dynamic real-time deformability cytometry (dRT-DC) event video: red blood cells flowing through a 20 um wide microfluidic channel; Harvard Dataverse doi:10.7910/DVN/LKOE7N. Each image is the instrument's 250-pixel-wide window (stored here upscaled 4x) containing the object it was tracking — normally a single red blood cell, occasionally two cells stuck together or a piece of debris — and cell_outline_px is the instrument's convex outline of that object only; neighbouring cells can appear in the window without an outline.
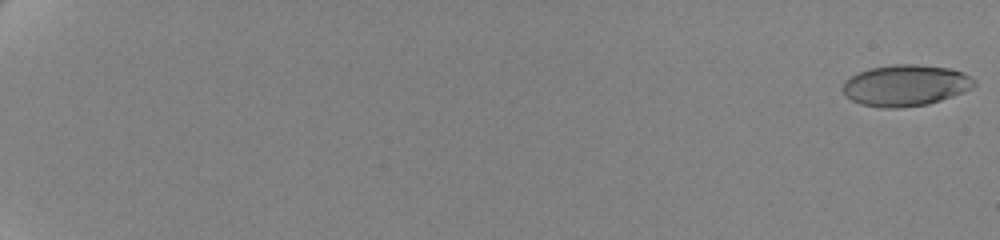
{"species": "human", "species_latin": "Homo sapiens", "temperature_condition": "cold", "stored_images_in_passage": 62, "camera_frame_rate_fps": 3000, "um_per_image_px": 0.085, "donor": {"sex": "female"}, "frame": {"image": 1, "passage_image": 1, "time_ms": 0.0, "image_size_px": [1000, 240], "cell_outline_px": [[976, 84], [972, 88], [964, 92], [928, 104], [896, 108], [880, 108], [860, 104], [844, 96], [840, 88], [844, 80], [868, 68], [896, 64], [916, 64], [948, 68], [964, 72]], "centroid_in_image_um": [76.91, 7.26], "position_along_channel_um": 8.1, "area_um2": 31.73}}
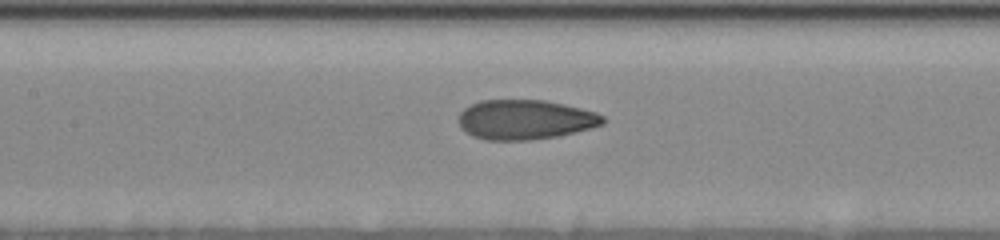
{"frame": {"image": 2, "passage_image": 34, "time_ms": 11.0, "image_size_px": [1000, 240], "cell_outline_px": [[604, 124], [556, 136], [528, 140], [484, 140], [472, 136], [460, 128], [460, 112], [464, 108], [480, 100], [544, 100], [564, 104], [596, 112], [604, 116]], "centroid_in_image_um": [44.61, 10.16], "position_along_channel_um": 162.8, "area_um2": 33.18}}
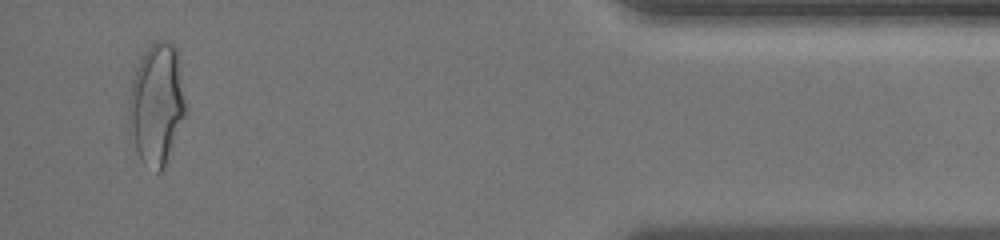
{"frame": {"image": 3, "passage_image": 60, "time_ms": 19.667, "image_size_px": [1000, 240], "cell_outline_px": [[188, 112], [164, 164], [160, 172], [156, 172], [144, 164], [140, 160], [136, 148], [128, 116], [128, 100], [132, 80], [136, 68], [144, 52], [156, 40], [164, 40], [172, 44], [176, 48]], "centroid_in_image_um": [13.33, 8.83], "position_along_channel_um": 421.9, "area_um2": 39.88}, "authors_computed_cell_mechanics": {"area_um2": 33.0038, "velocity_mm_per_s": 3.5112, "shape_relaxation_time_tau1_ms": 5.8451, "shape_relaxation_time_tau2_ms": 1.008, "deformation_change_tau1": 0.1863, "deformation_change_tau2": 0.0639}}